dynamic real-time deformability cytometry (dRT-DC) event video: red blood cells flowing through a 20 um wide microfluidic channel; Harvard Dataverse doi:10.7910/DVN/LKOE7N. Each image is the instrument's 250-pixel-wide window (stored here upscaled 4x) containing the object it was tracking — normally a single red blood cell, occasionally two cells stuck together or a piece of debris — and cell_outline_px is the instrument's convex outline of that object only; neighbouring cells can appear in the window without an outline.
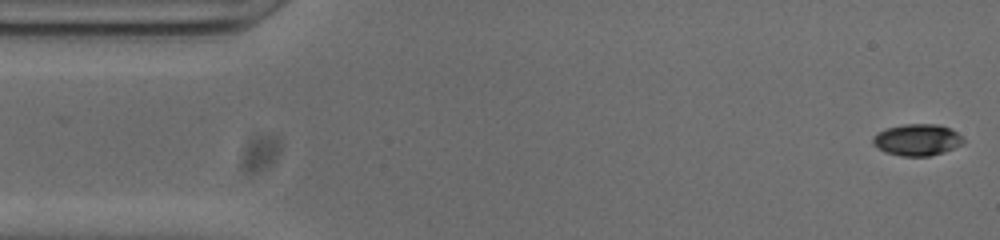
{"species": "common noctule bat (a hibernating species)", "species_latin": "Nyctalus noctula", "temperature_condition": "cold", "stored_images_in_passage": 17, "camera_frame_rate_fps": 3000, "um_per_image_px": 0.085, "animal": {"sex": "male", "body_mass_g": 20.0, "forearm_length_mm": 53.3}, "frame": {"image": 1, "passage_image": 1, "time_ms": 0.0, "image_size_px": [1000, 240], "cell_outline_px": [[964, 144], [944, 152], [928, 156], [900, 156], [884, 152], [872, 144], [872, 136], [888, 128], [904, 124], [940, 124], [952, 128], [964, 140]], "centroid_in_image_um": [77.97, 11.89], "position_along_channel_um": 7.0, "area_um2": 16.76}}
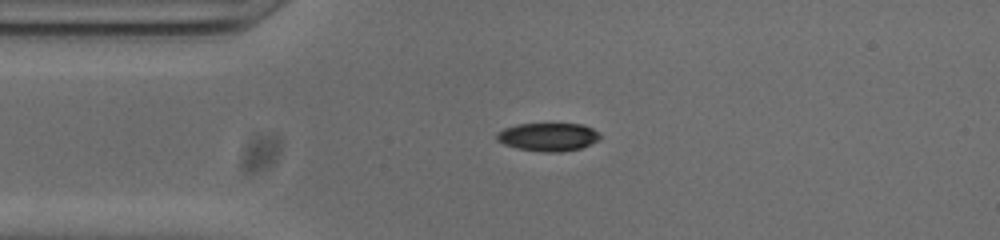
{"frame": {"image": 2, "passage_image": 11, "time_ms": 3.333, "image_size_px": [1000, 240], "cell_outline_px": [[600, 136], [596, 140], [580, 148], [560, 152], [540, 152], [516, 148], [504, 144], [496, 140], [496, 132], [504, 128], [520, 124], [580, 124], [592, 128]], "centroid_in_image_um": [46.51, 11.64], "position_along_channel_um": 38.5, "area_um2": 16.76}}